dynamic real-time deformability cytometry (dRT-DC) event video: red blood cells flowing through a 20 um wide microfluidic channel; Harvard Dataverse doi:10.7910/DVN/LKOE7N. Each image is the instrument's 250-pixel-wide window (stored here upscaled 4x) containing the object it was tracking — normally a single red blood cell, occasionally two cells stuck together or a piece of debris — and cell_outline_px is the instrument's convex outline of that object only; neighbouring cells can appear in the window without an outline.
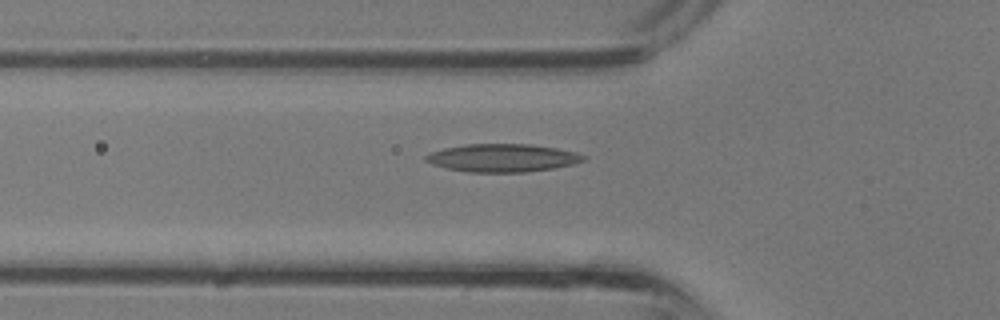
{"species": "common noctule bat (a hibernating species)", "species_latin": "Nyctalus noctula", "temperature_condition": "room temperature", "stored_images_in_passage": 26, "camera_frame_rate_fps": 3000, "um_per_image_px": 0.085, "animal": {"sex": "male", "body_mass_g": 13.3}, "frame": {"image": 1, "passage_image": 5, "time_ms": 1.333, "image_size_px": [1000, 320], "cell_outline_px": [[588, 156], [584, 160], [572, 164], [552, 168], [524, 172], [468, 172], [448, 168], [432, 164], [424, 160], [424, 156], [432, 152], [444, 148], [464, 144], [532, 144], [556, 148], [576, 152]], "centroid_in_image_um": [42.71, 13.41], "position_along_channel_um": 83.1, "area_um2": 25.61}}
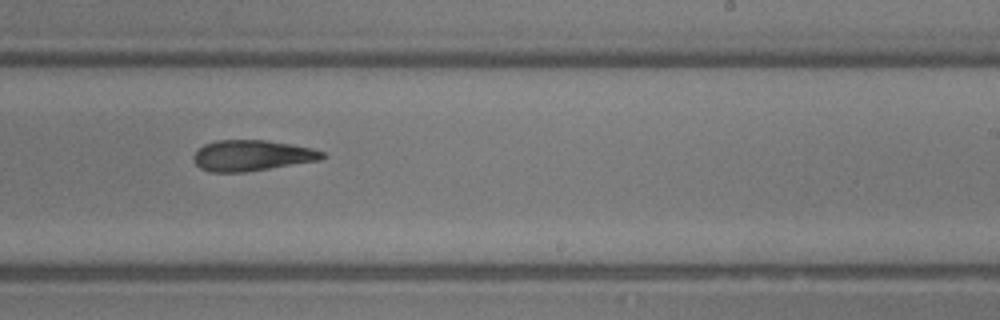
{"frame": {"image": 2, "passage_image": 15, "time_ms": 4.667, "image_size_px": [1000, 320], "cell_outline_px": [[328, 156], [320, 160], [244, 172], [212, 172], [200, 168], [192, 160], [192, 156], [204, 144], [216, 140], [268, 140], [292, 144], [312, 148], [324, 152]], "centroid_in_image_um": [21.42, 13.21], "position_along_channel_um": 267.6, "area_um2": 23.18}}
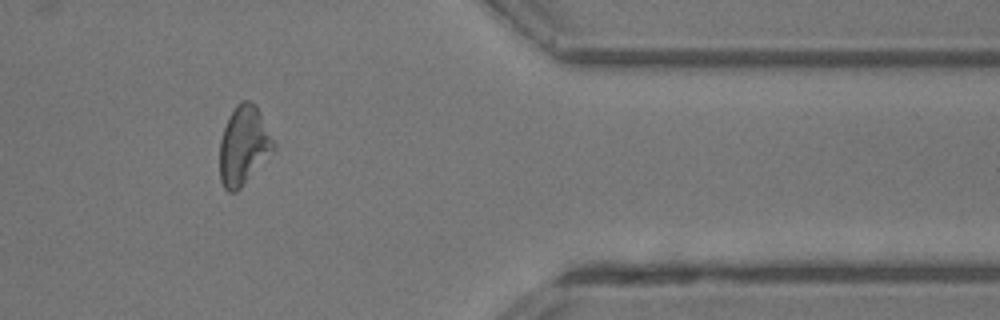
{"frame": {"image": 3, "passage_image": 23, "time_ms": 7.333, "image_size_px": [1000, 320], "cell_outline_px": [[276, 148], [240, 188], [236, 192], [228, 192], [224, 188], [220, 180], [220, 140], [224, 128], [236, 104], [240, 100], [248, 100], [256, 104], [276, 144]], "centroid_in_image_um": [20.72, 12.36], "position_along_channel_um": 390.7, "area_um2": 24.62}}